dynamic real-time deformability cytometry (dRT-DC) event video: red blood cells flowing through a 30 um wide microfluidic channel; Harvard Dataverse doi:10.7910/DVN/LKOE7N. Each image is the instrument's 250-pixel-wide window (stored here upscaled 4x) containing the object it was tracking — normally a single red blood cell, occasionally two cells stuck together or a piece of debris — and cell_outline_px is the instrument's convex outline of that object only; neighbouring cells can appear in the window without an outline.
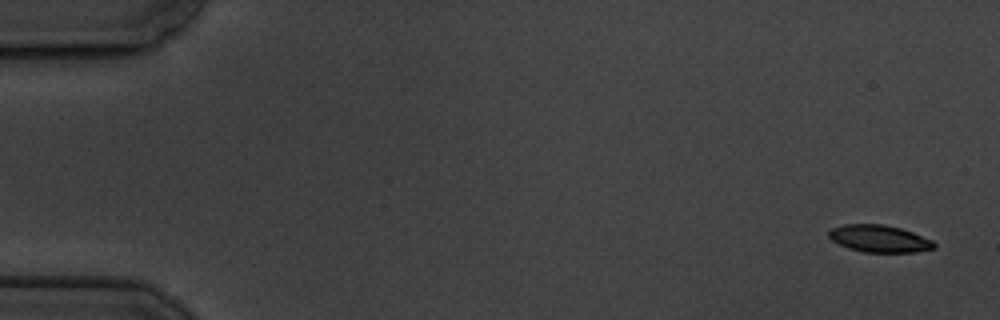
{"species": "common noctule bat (a hibernating species)", "species_latin": "Nyctalus noctula", "temperature_condition": "cold", "stored_images_in_passage": 8, "camera_frame_rate_fps": 3000, "um_per_image_px": 0.085, "animal": {"sex": "male", "body_mass_g": 19.5, "forearm_length_mm": 54.6}, "frame": {"image": 1, "passage_image": 1, "time_ms": 0.0, "image_size_px": [1000, 320], "cell_outline_px": [[936, 248], [916, 252], [864, 252], [848, 248], [832, 240], [828, 236], [828, 232], [832, 228], [844, 224], [884, 224], [900, 228], [912, 232], [932, 240], [936, 244]], "centroid_in_image_um": [74.75, 20.28], "position_along_channel_um": 10.2, "area_um2": 16.65}}
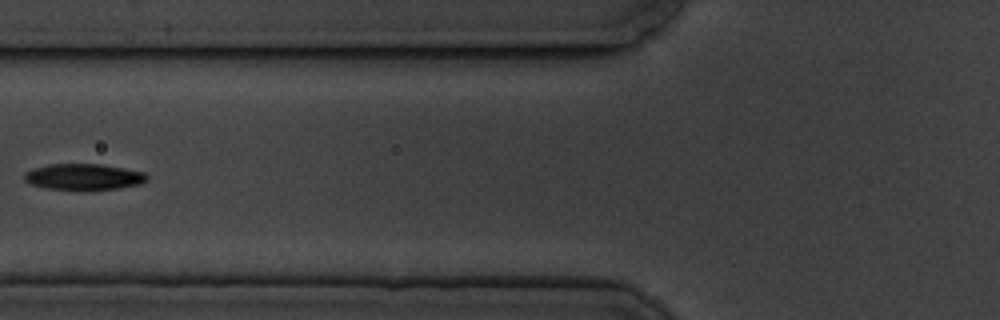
{"frame": {"image": 2, "passage_image": 7, "time_ms": 7.0, "image_size_px": [1000, 320], "cell_outline_px": [[148, 180], [140, 184], [120, 188], [84, 192], [44, 188], [32, 184], [24, 180], [24, 172], [32, 168], [48, 164], [100, 164], [124, 168], [144, 172], [148, 176]], "centroid_in_image_um": [7.1, 15.06], "position_along_channel_um": 118.7, "area_um2": 19.36}}
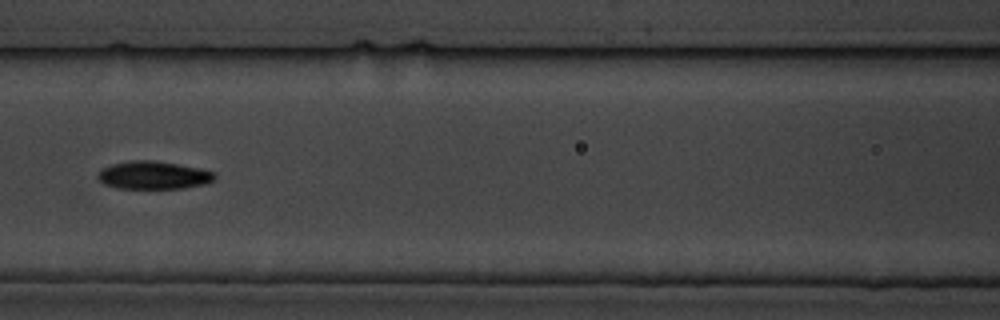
{"frame": {"image": 3, "passage_image": 8, "time_ms": 8.0, "image_size_px": [1000, 320], "cell_outline_px": [[216, 176], [212, 180], [204, 184], [184, 188], [116, 188], [104, 184], [96, 176], [100, 168], [112, 164], [132, 160], [152, 160], [200, 168], [212, 172]], "centroid_in_image_um": [12.99, 14.89], "position_along_channel_um": 153.6, "area_um2": 18.9}}